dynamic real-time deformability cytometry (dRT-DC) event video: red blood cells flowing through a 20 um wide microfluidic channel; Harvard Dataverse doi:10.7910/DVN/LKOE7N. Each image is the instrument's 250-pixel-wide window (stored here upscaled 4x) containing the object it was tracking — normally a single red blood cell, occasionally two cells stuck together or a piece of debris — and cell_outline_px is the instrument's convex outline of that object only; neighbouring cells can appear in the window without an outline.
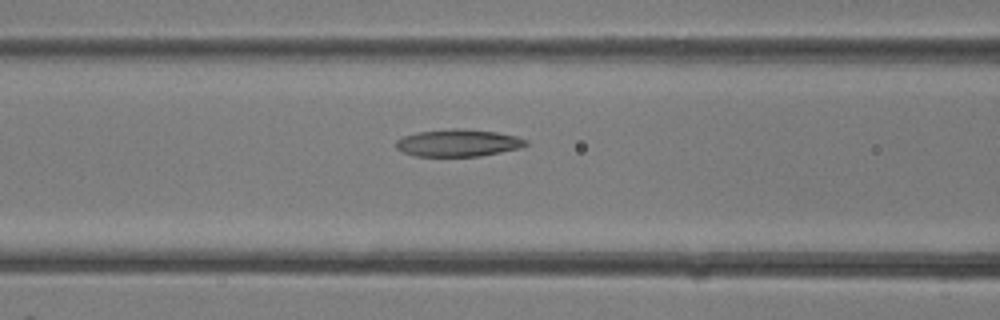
{"species": "common noctule bat (a hibernating species)", "species_latin": "Nyctalus noctula", "temperature_condition": "room temperature", "stored_images_in_passage": 8, "camera_frame_rate_fps": 3000, "um_per_image_px": 0.085, "animal": {"sex": "female"}, "frame": {"image": 1, "passage_image": 7, "time_ms": 2.0, "image_size_px": [1000, 320], "cell_outline_px": [[528, 144], [520, 148], [480, 156], [416, 156], [404, 152], [396, 148], [396, 140], [404, 136], [420, 132], [452, 128], [464, 128], [496, 132], [516, 136], [528, 140]], "centroid_in_image_um": [38.97, 12.14], "position_along_channel_um": 127.6, "area_um2": 20.52}}